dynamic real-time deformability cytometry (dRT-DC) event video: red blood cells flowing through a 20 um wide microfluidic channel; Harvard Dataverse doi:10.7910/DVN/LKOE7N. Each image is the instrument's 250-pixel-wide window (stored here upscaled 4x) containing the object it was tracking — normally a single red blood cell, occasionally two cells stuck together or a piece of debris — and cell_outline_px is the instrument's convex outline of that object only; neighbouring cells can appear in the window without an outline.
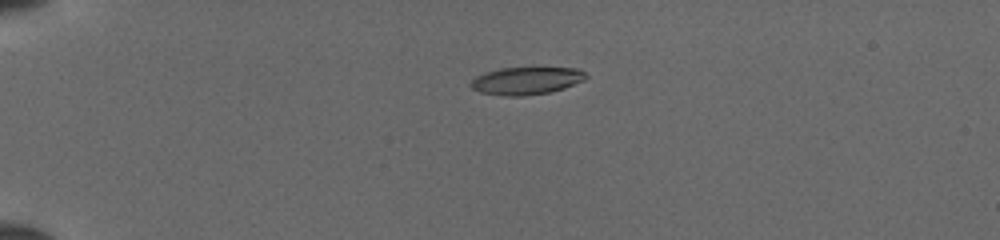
{"species": "common noctule bat (a hibernating species)", "species_latin": "Nyctalus noctula", "temperature_condition": "cold", "stored_images_in_passage": 39, "camera_frame_rate_fps": 3000, "um_per_image_px": 0.085, "animal": {"sex": "female", "body_mass_g": 19.5, "forearm_length_mm": 54.1}, "frame": {"image": 1, "passage_image": 2, "time_ms": 0.333, "image_size_px": [1000, 240], "cell_outline_px": [[588, 76], [584, 80], [564, 88], [548, 92], [524, 96], [508, 96], [480, 92], [472, 88], [468, 84], [476, 76], [484, 72], [500, 68], [580, 68]], "centroid_in_image_um": [44.72, 6.86], "position_along_channel_um": 40.3, "area_um2": 18.44}}
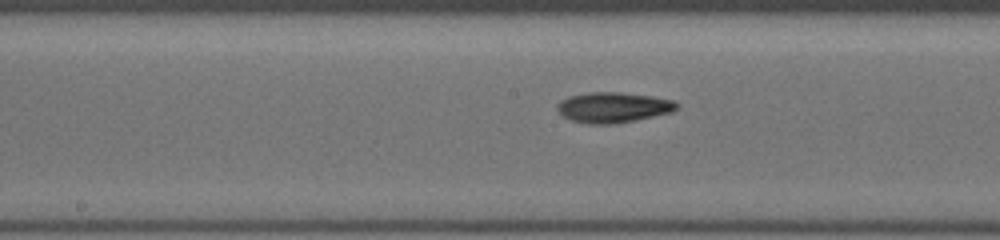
{"frame": {"image": 2, "passage_image": 17, "time_ms": 5.333, "image_size_px": [1000, 240], "cell_outline_px": [[676, 108], [672, 112], [612, 124], [588, 124], [572, 120], [564, 116], [556, 108], [556, 104], [560, 100], [568, 96], [588, 92], [620, 92], [652, 96], [672, 100], [676, 104]], "centroid_in_image_um": [52.06, 9.11], "position_along_channel_um": 196.1, "area_um2": 20.92}}
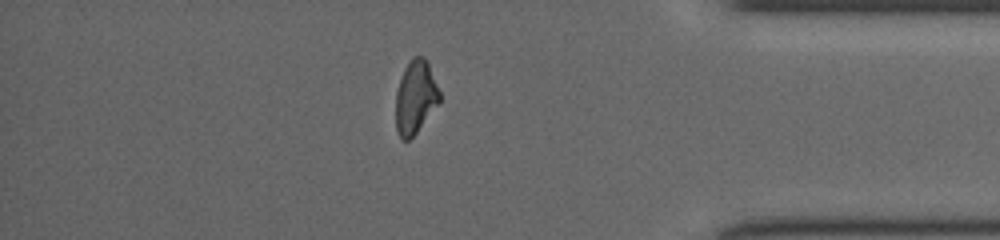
{"frame": {"image": 3, "passage_image": 33, "time_ms": 10.667, "image_size_px": [1000, 240], "cell_outline_px": [[440, 104], [416, 132], [408, 140], [400, 140], [396, 128], [396, 92], [404, 68], [412, 56], [424, 56], [428, 60], [440, 92]], "centroid_in_image_um": [35.33, 8.24], "position_along_channel_um": 399.9, "area_um2": 18.96}}